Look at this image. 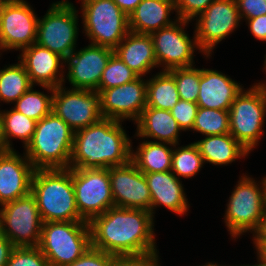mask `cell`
Listing matches in <instances>:
<instances>
[{
	"mask_svg": "<svg viewBox=\"0 0 266 266\" xmlns=\"http://www.w3.org/2000/svg\"><path fill=\"white\" fill-rule=\"evenodd\" d=\"M153 218L154 215L144 209L110 207L89 222L91 246L115 256L157 250Z\"/></svg>",
	"mask_w": 266,
	"mask_h": 266,
	"instance_id": "6da1fadb",
	"label": "cell"
},
{
	"mask_svg": "<svg viewBox=\"0 0 266 266\" xmlns=\"http://www.w3.org/2000/svg\"><path fill=\"white\" fill-rule=\"evenodd\" d=\"M121 121L102 118L74 132L69 168L108 169L131 161V140Z\"/></svg>",
	"mask_w": 266,
	"mask_h": 266,
	"instance_id": "7a4b0ae2",
	"label": "cell"
},
{
	"mask_svg": "<svg viewBox=\"0 0 266 266\" xmlns=\"http://www.w3.org/2000/svg\"><path fill=\"white\" fill-rule=\"evenodd\" d=\"M31 193L42 222H87L78 212L72 183V168L35 169Z\"/></svg>",
	"mask_w": 266,
	"mask_h": 266,
	"instance_id": "3957f363",
	"label": "cell"
},
{
	"mask_svg": "<svg viewBox=\"0 0 266 266\" xmlns=\"http://www.w3.org/2000/svg\"><path fill=\"white\" fill-rule=\"evenodd\" d=\"M74 131L53 112L36 123L25 155L35 169L69 168Z\"/></svg>",
	"mask_w": 266,
	"mask_h": 266,
	"instance_id": "277c9868",
	"label": "cell"
},
{
	"mask_svg": "<svg viewBox=\"0 0 266 266\" xmlns=\"http://www.w3.org/2000/svg\"><path fill=\"white\" fill-rule=\"evenodd\" d=\"M91 246L89 222H44L39 249L50 266H67Z\"/></svg>",
	"mask_w": 266,
	"mask_h": 266,
	"instance_id": "5b68a950",
	"label": "cell"
},
{
	"mask_svg": "<svg viewBox=\"0 0 266 266\" xmlns=\"http://www.w3.org/2000/svg\"><path fill=\"white\" fill-rule=\"evenodd\" d=\"M260 186L248 176H241L229 197L225 223L233 238L244 232H253L266 211V177Z\"/></svg>",
	"mask_w": 266,
	"mask_h": 266,
	"instance_id": "8992f818",
	"label": "cell"
},
{
	"mask_svg": "<svg viewBox=\"0 0 266 266\" xmlns=\"http://www.w3.org/2000/svg\"><path fill=\"white\" fill-rule=\"evenodd\" d=\"M82 21L90 44L115 49L129 29L128 16L113 0H81Z\"/></svg>",
	"mask_w": 266,
	"mask_h": 266,
	"instance_id": "52a82bcc",
	"label": "cell"
},
{
	"mask_svg": "<svg viewBox=\"0 0 266 266\" xmlns=\"http://www.w3.org/2000/svg\"><path fill=\"white\" fill-rule=\"evenodd\" d=\"M265 115L266 93L258 84L242 90L229 108L230 134L249 152L264 132Z\"/></svg>",
	"mask_w": 266,
	"mask_h": 266,
	"instance_id": "ba28073f",
	"label": "cell"
},
{
	"mask_svg": "<svg viewBox=\"0 0 266 266\" xmlns=\"http://www.w3.org/2000/svg\"><path fill=\"white\" fill-rule=\"evenodd\" d=\"M78 10L66 0L53 3L38 19L36 44L58 54L64 60L76 49Z\"/></svg>",
	"mask_w": 266,
	"mask_h": 266,
	"instance_id": "9c48e42d",
	"label": "cell"
},
{
	"mask_svg": "<svg viewBox=\"0 0 266 266\" xmlns=\"http://www.w3.org/2000/svg\"><path fill=\"white\" fill-rule=\"evenodd\" d=\"M1 206L0 233L14 247L39 246L43 222L34 195L30 192Z\"/></svg>",
	"mask_w": 266,
	"mask_h": 266,
	"instance_id": "30bf717a",
	"label": "cell"
},
{
	"mask_svg": "<svg viewBox=\"0 0 266 266\" xmlns=\"http://www.w3.org/2000/svg\"><path fill=\"white\" fill-rule=\"evenodd\" d=\"M72 183L79 215L87 222L114 206L108 169H74Z\"/></svg>",
	"mask_w": 266,
	"mask_h": 266,
	"instance_id": "8fae6325",
	"label": "cell"
},
{
	"mask_svg": "<svg viewBox=\"0 0 266 266\" xmlns=\"http://www.w3.org/2000/svg\"><path fill=\"white\" fill-rule=\"evenodd\" d=\"M52 112L63 119L74 132L103 118L99 92L72 88L66 90L63 85L53 88Z\"/></svg>",
	"mask_w": 266,
	"mask_h": 266,
	"instance_id": "7c38bea8",
	"label": "cell"
},
{
	"mask_svg": "<svg viewBox=\"0 0 266 266\" xmlns=\"http://www.w3.org/2000/svg\"><path fill=\"white\" fill-rule=\"evenodd\" d=\"M38 17L24 0H7L0 13V50L21 49L36 43Z\"/></svg>",
	"mask_w": 266,
	"mask_h": 266,
	"instance_id": "4fadbf2b",
	"label": "cell"
},
{
	"mask_svg": "<svg viewBox=\"0 0 266 266\" xmlns=\"http://www.w3.org/2000/svg\"><path fill=\"white\" fill-rule=\"evenodd\" d=\"M188 23L189 21L176 17L173 24L150 34L157 65H164L163 71L193 66V53L199 47L196 34L193 36L194 39L191 40L184 31L183 27Z\"/></svg>",
	"mask_w": 266,
	"mask_h": 266,
	"instance_id": "5bb4252c",
	"label": "cell"
},
{
	"mask_svg": "<svg viewBox=\"0 0 266 266\" xmlns=\"http://www.w3.org/2000/svg\"><path fill=\"white\" fill-rule=\"evenodd\" d=\"M196 21V41L207 57L220 41L239 25L241 19L236 0H215Z\"/></svg>",
	"mask_w": 266,
	"mask_h": 266,
	"instance_id": "9a60e30c",
	"label": "cell"
},
{
	"mask_svg": "<svg viewBox=\"0 0 266 266\" xmlns=\"http://www.w3.org/2000/svg\"><path fill=\"white\" fill-rule=\"evenodd\" d=\"M147 81L139 76L132 82L102 90L100 112L103 118L136 122L146 107Z\"/></svg>",
	"mask_w": 266,
	"mask_h": 266,
	"instance_id": "2e32d148",
	"label": "cell"
},
{
	"mask_svg": "<svg viewBox=\"0 0 266 266\" xmlns=\"http://www.w3.org/2000/svg\"><path fill=\"white\" fill-rule=\"evenodd\" d=\"M108 171L114 206L151 212V195L143 172L131 161Z\"/></svg>",
	"mask_w": 266,
	"mask_h": 266,
	"instance_id": "e0dca14e",
	"label": "cell"
},
{
	"mask_svg": "<svg viewBox=\"0 0 266 266\" xmlns=\"http://www.w3.org/2000/svg\"><path fill=\"white\" fill-rule=\"evenodd\" d=\"M114 50L104 46L90 44L73 51L64 61L68 64L67 79L72 89H88L96 91L102 73Z\"/></svg>",
	"mask_w": 266,
	"mask_h": 266,
	"instance_id": "ac0fdd59",
	"label": "cell"
},
{
	"mask_svg": "<svg viewBox=\"0 0 266 266\" xmlns=\"http://www.w3.org/2000/svg\"><path fill=\"white\" fill-rule=\"evenodd\" d=\"M35 168L26 155L8 150L0 155V206L31 192Z\"/></svg>",
	"mask_w": 266,
	"mask_h": 266,
	"instance_id": "d6986e66",
	"label": "cell"
},
{
	"mask_svg": "<svg viewBox=\"0 0 266 266\" xmlns=\"http://www.w3.org/2000/svg\"><path fill=\"white\" fill-rule=\"evenodd\" d=\"M18 59H21L19 61L24 65L33 85L38 84L56 88L64 84L62 66L65 60L49 49L35 43L23 49Z\"/></svg>",
	"mask_w": 266,
	"mask_h": 266,
	"instance_id": "ffe728a7",
	"label": "cell"
},
{
	"mask_svg": "<svg viewBox=\"0 0 266 266\" xmlns=\"http://www.w3.org/2000/svg\"><path fill=\"white\" fill-rule=\"evenodd\" d=\"M243 90L240 83L211 69H200L198 107L229 110L234 99Z\"/></svg>",
	"mask_w": 266,
	"mask_h": 266,
	"instance_id": "44dd1931",
	"label": "cell"
},
{
	"mask_svg": "<svg viewBox=\"0 0 266 266\" xmlns=\"http://www.w3.org/2000/svg\"><path fill=\"white\" fill-rule=\"evenodd\" d=\"M144 176L151 195L152 215L155 213L153 209L159 205H163L180 216L186 214L189 205L184 187L172 171L144 173Z\"/></svg>",
	"mask_w": 266,
	"mask_h": 266,
	"instance_id": "7402d4cb",
	"label": "cell"
},
{
	"mask_svg": "<svg viewBox=\"0 0 266 266\" xmlns=\"http://www.w3.org/2000/svg\"><path fill=\"white\" fill-rule=\"evenodd\" d=\"M114 54L138 76L143 77L145 73L147 74L152 68L158 66L150 34L129 31L114 49Z\"/></svg>",
	"mask_w": 266,
	"mask_h": 266,
	"instance_id": "603a6c76",
	"label": "cell"
},
{
	"mask_svg": "<svg viewBox=\"0 0 266 266\" xmlns=\"http://www.w3.org/2000/svg\"><path fill=\"white\" fill-rule=\"evenodd\" d=\"M136 136L156 139L155 142L172 144L175 148L182 130L171 112L146 106L138 120Z\"/></svg>",
	"mask_w": 266,
	"mask_h": 266,
	"instance_id": "cb8c5ba5",
	"label": "cell"
},
{
	"mask_svg": "<svg viewBox=\"0 0 266 266\" xmlns=\"http://www.w3.org/2000/svg\"><path fill=\"white\" fill-rule=\"evenodd\" d=\"M173 10L174 0H142L128 17L129 29L140 34L158 31L175 22L169 18Z\"/></svg>",
	"mask_w": 266,
	"mask_h": 266,
	"instance_id": "d4e9b609",
	"label": "cell"
},
{
	"mask_svg": "<svg viewBox=\"0 0 266 266\" xmlns=\"http://www.w3.org/2000/svg\"><path fill=\"white\" fill-rule=\"evenodd\" d=\"M204 163L214 165H227L249 154L230 133L206 136L204 139L194 142Z\"/></svg>",
	"mask_w": 266,
	"mask_h": 266,
	"instance_id": "484cf974",
	"label": "cell"
},
{
	"mask_svg": "<svg viewBox=\"0 0 266 266\" xmlns=\"http://www.w3.org/2000/svg\"><path fill=\"white\" fill-rule=\"evenodd\" d=\"M172 144L144 141L135 152L131 150V162L143 173L167 172L172 168Z\"/></svg>",
	"mask_w": 266,
	"mask_h": 266,
	"instance_id": "4316f807",
	"label": "cell"
},
{
	"mask_svg": "<svg viewBox=\"0 0 266 266\" xmlns=\"http://www.w3.org/2000/svg\"><path fill=\"white\" fill-rule=\"evenodd\" d=\"M153 77L147 80L146 106L170 111L180 100L175 80L167 71Z\"/></svg>",
	"mask_w": 266,
	"mask_h": 266,
	"instance_id": "83f0119b",
	"label": "cell"
},
{
	"mask_svg": "<svg viewBox=\"0 0 266 266\" xmlns=\"http://www.w3.org/2000/svg\"><path fill=\"white\" fill-rule=\"evenodd\" d=\"M2 138L8 150H13L11 137L18 138L23 141L24 148L31 141L33 133L36 129L37 121L28 118L15 109L10 111H0ZM9 139V140H8Z\"/></svg>",
	"mask_w": 266,
	"mask_h": 266,
	"instance_id": "f1b7e54d",
	"label": "cell"
},
{
	"mask_svg": "<svg viewBox=\"0 0 266 266\" xmlns=\"http://www.w3.org/2000/svg\"><path fill=\"white\" fill-rule=\"evenodd\" d=\"M33 84L24 65L17 64L0 70V101L16 102Z\"/></svg>",
	"mask_w": 266,
	"mask_h": 266,
	"instance_id": "f546056e",
	"label": "cell"
},
{
	"mask_svg": "<svg viewBox=\"0 0 266 266\" xmlns=\"http://www.w3.org/2000/svg\"><path fill=\"white\" fill-rule=\"evenodd\" d=\"M47 89L51 95H46L39 91H34L33 85L16 101L14 108L19 113L35 121L52 112L53 87L41 85Z\"/></svg>",
	"mask_w": 266,
	"mask_h": 266,
	"instance_id": "4dcf8cb0",
	"label": "cell"
},
{
	"mask_svg": "<svg viewBox=\"0 0 266 266\" xmlns=\"http://www.w3.org/2000/svg\"><path fill=\"white\" fill-rule=\"evenodd\" d=\"M192 130L206 136L230 133L229 110L198 107Z\"/></svg>",
	"mask_w": 266,
	"mask_h": 266,
	"instance_id": "1f68e13d",
	"label": "cell"
},
{
	"mask_svg": "<svg viewBox=\"0 0 266 266\" xmlns=\"http://www.w3.org/2000/svg\"><path fill=\"white\" fill-rule=\"evenodd\" d=\"M203 164V157L194 143L173 150L171 171L176 177L191 178Z\"/></svg>",
	"mask_w": 266,
	"mask_h": 266,
	"instance_id": "d6a6232c",
	"label": "cell"
},
{
	"mask_svg": "<svg viewBox=\"0 0 266 266\" xmlns=\"http://www.w3.org/2000/svg\"><path fill=\"white\" fill-rule=\"evenodd\" d=\"M138 77L136 72L113 53L102 73L99 87L96 91L100 93L102 90L132 82Z\"/></svg>",
	"mask_w": 266,
	"mask_h": 266,
	"instance_id": "836d02e7",
	"label": "cell"
},
{
	"mask_svg": "<svg viewBox=\"0 0 266 266\" xmlns=\"http://www.w3.org/2000/svg\"><path fill=\"white\" fill-rule=\"evenodd\" d=\"M175 80L179 98L188 102L197 103L200 69L191 67L175 68L167 71Z\"/></svg>",
	"mask_w": 266,
	"mask_h": 266,
	"instance_id": "e575fe53",
	"label": "cell"
},
{
	"mask_svg": "<svg viewBox=\"0 0 266 266\" xmlns=\"http://www.w3.org/2000/svg\"><path fill=\"white\" fill-rule=\"evenodd\" d=\"M6 266H50L39 247H14Z\"/></svg>",
	"mask_w": 266,
	"mask_h": 266,
	"instance_id": "d590c367",
	"label": "cell"
},
{
	"mask_svg": "<svg viewBox=\"0 0 266 266\" xmlns=\"http://www.w3.org/2000/svg\"><path fill=\"white\" fill-rule=\"evenodd\" d=\"M198 110V104L179 100L178 103L170 110L179 127L183 130L193 129L195 117Z\"/></svg>",
	"mask_w": 266,
	"mask_h": 266,
	"instance_id": "8d00e7d4",
	"label": "cell"
},
{
	"mask_svg": "<svg viewBox=\"0 0 266 266\" xmlns=\"http://www.w3.org/2000/svg\"><path fill=\"white\" fill-rule=\"evenodd\" d=\"M177 18L190 21L202 14L215 0H174Z\"/></svg>",
	"mask_w": 266,
	"mask_h": 266,
	"instance_id": "74e56055",
	"label": "cell"
},
{
	"mask_svg": "<svg viewBox=\"0 0 266 266\" xmlns=\"http://www.w3.org/2000/svg\"><path fill=\"white\" fill-rule=\"evenodd\" d=\"M115 257L90 246L77 260L67 266H112Z\"/></svg>",
	"mask_w": 266,
	"mask_h": 266,
	"instance_id": "f35d334b",
	"label": "cell"
},
{
	"mask_svg": "<svg viewBox=\"0 0 266 266\" xmlns=\"http://www.w3.org/2000/svg\"><path fill=\"white\" fill-rule=\"evenodd\" d=\"M158 258L157 250L137 255L116 256L112 266H160Z\"/></svg>",
	"mask_w": 266,
	"mask_h": 266,
	"instance_id": "ab89813d",
	"label": "cell"
},
{
	"mask_svg": "<svg viewBox=\"0 0 266 266\" xmlns=\"http://www.w3.org/2000/svg\"><path fill=\"white\" fill-rule=\"evenodd\" d=\"M241 19H252L266 14L265 0H236Z\"/></svg>",
	"mask_w": 266,
	"mask_h": 266,
	"instance_id": "60d3db41",
	"label": "cell"
},
{
	"mask_svg": "<svg viewBox=\"0 0 266 266\" xmlns=\"http://www.w3.org/2000/svg\"><path fill=\"white\" fill-rule=\"evenodd\" d=\"M246 20L252 35L261 41H266V14Z\"/></svg>",
	"mask_w": 266,
	"mask_h": 266,
	"instance_id": "b9f144b4",
	"label": "cell"
},
{
	"mask_svg": "<svg viewBox=\"0 0 266 266\" xmlns=\"http://www.w3.org/2000/svg\"><path fill=\"white\" fill-rule=\"evenodd\" d=\"M253 232V243L257 250L262 244H266V211Z\"/></svg>",
	"mask_w": 266,
	"mask_h": 266,
	"instance_id": "7bdbcfd3",
	"label": "cell"
},
{
	"mask_svg": "<svg viewBox=\"0 0 266 266\" xmlns=\"http://www.w3.org/2000/svg\"><path fill=\"white\" fill-rule=\"evenodd\" d=\"M13 248V244L0 233V266H6Z\"/></svg>",
	"mask_w": 266,
	"mask_h": 266,
	"instance_id": "ee69618b",
	"label": "cell"
},
{
	"mask_svg": "<svg viewBox=\"0 0 266 266\" xmlns=\"http://www.w3.org/2000/svg\"><path fill=\"white\" fill-rule=\"evenodd\" d=\"M118 7L129 17L142 0H113Z\"/></svg>",
	"mask_w": 266,
	"mask_h": 266,
	"instance_id": "f6af8a7d",
	"label": "cell"
},
{
	"mask_svg": "<svg viewBox=\"0 0 266 266\" xmlns=\"http://www.w3.org/2000/svg\"><path fill=\"white\" fill-rule=\"evenodd\" d=\"M258 255V264L261 266H266V244H262L256 252Z\"/></svg>",
	"mask_w": 266,
	"mask_h": 266,
	"instance_id": "bcb514c9",
	"label": "cell"
},
{
	"mask_svg": "<svg viewBox=\"0 0 266 266\" xmlns=\"http://www.w3.org/2000/svg\"><path fill=\"white\" fill-rule=\"evenodd\" d=\"M6 151H8V149L5 146L2 138V129H1V120H0V155L4 154Z\"/></svg>",
	"mask_w": 266,
	"mask_h": 266,
	"instance_id": "7dc6e473",
	"label": "cell"
},
{
	"mask_svg": "<svg viewBox=\"0 0 266 266\" xmlns=\"http://www.w3.org/2000/svg\"><path fill=\"white\" fill-rule=\"evenodd\" d=\"M256 84L261 85L263 87L265 93H266V82H264V83H260L259 82V83H256Z\"/></svg>",
	"mask_w": 266,
	"mask_h": 266,
	"instance_id": "c3c4849f",
	"label": "cell"
},
{
	"mask_svg": "<svg viewBox=\"0 0 266 266\" xmlns=\"http://www.w3.org/2000/svg\"><path fill=\"white\" fill-rule=\"evenodd\" d=\"M202 266H221V265H217L216 263H206L205 265Z\"/></svg>",
	"mask_w": 266,
	"mask_h": 266,
	"instance_id": "681fc988",
	"label": "cell"
},
{
	"mask_svg": "<svg viewBox=\"0 0 266 266\" xmlns=\"http://www.w3.org/2000/svg\"><path fill=\"white\" fill-rule=\"evenodd\" d=\"M6 1H7V0H0V13H1L2 6H3V4H4Z\"/></svg>",
	"mask_w": 266,
	"mask_h": 266,
	"instance_id": "f907efd6",
	"label": "cell"
},
{
	"mask_svg": "<svg viewBox=\"0 0 266 266\" xmlns=\"http://www.w3.org/2000/svg\"><path fill=\"white\" fill-rule=\"evenodd\" d=\"M266 56V55H265ZM264 69L266 70V57H265V61H264ZM266 72V71H265Z\"/></svg>",
	"mask_w": 266,
	"mask_h": 266,
	"instance_id": "816d5d0a",
	"label": "cell"
},
{
	"mask_svg": "<svg viewBox=\"0 0 266 266\" xmlns=\"http://www.w3.org/2000/svg\"><path fill=\"white\" fill-rule=\"evenodd\" d=\"M242 266H244V265H242ZM245 266H251V265H245ZM252 266H261V265H259V264L257 263V264L252 265Z\"/></svg>",
	"mask_w": 266,
	"mask_h": 266,
	"instance_id": "f5cc1de1",
	"label": "cell"
}]
</instances>
